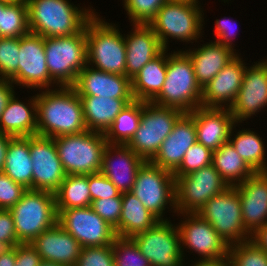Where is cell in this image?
<instances>
[{
    "label": "cell",
    "mask_w": 267,
    "mask_h": 266,
    "mask_svg": "<svg viewBox=\"0 0 267 266\" xmlns=\"http://www.w3.org/2000/svg\"><path fill=\"white\" fill-rule=\"evenodd\" d=\"M10 81L31 89L54 85L46 64L44 37L32 32L20 37L19 68Z\"/></svg>",
    "instance_id": "cell-17"
},
{
    "label": "cell",
    "mask_w": 267,
    "mask_h": 266,
    "mask_svg": "<svg viewBox=\"0 0 267 266\" xmlns=\"http://www.w3.org/2000/svg\"><path fill=\"white\" fill-rule=\"evenodd\" d=\"M8 3L6 0H0V27H1V19H2V9Z\"/></svg>",
    "instance_id": "cell-57"
},
{
    "label": "cell",
    "mask_w": 267,
    "mask_h": 266,
    "mask_svg": "<svg viewBox=\"0 0 267 266\" xmlns=\"http://www.w3.org/2000/svg\"><path fill=\"white\" fill-rule=\"evenodd\" d=\"M212 164V151L196 142L186 152L173 176H185Z\"/></svg>",
    "instance_id": "cell-41"
},
{
    "label": "cell",
    "mask_w": 267,
    "mask_h": 266,
    "mask_svg": "<svg viewBox=\"0 0 267 266\" xmlns=\"http://www.w3.org/2000/svg\"><path fill=\"white\" fill-rule=\"evenodd\" d=\"M131 192L142 202L147 210L159 220L169 203L176 212L175 177L173 173L145 161L139 168Z\"/></svg>",
    "instance_id": "cell-11"
},
{
    "label": "cell",
    "mask_w": 267,
    "mask_h": 266,
    "mask_svg": "<svg viewBox=\"0 0 267 266\" xmlns=\"http://www.w3.org/2000/svg\"><path fill=\"white\" fill-rule=\"evenodd\" d=\"M183 114L184 112L177 108L141 101L140 124L127 145L142 159L150 161Z\"/></svg>",
    "instance_id": "cell-9"
},
{
    "label": "cell",
    "mask_w": 267,
    "mask_h": 266,
    "mask_svg": "<svg viewBox=\"0 0 267 266\" xmlns=\"http://www.w3.org/2000/svg\"><path fill=\"white\" fill-rule=\"evenodd\" d=\"M202 88L197 83L192 60L184 51L167 55V73L160 93L151 101L189 113L201 106Z\"/></svg>",
    "instance_id": "cell-3"
},
{
    "label": "cell",
    "mask_w": 267,
    "mask_h": 266,
    "mask_svg": "<svg viewBox=\"0 0 267 266\" xmlns=\"http://www.w3.org/2000/svg\"><path fill=\"white\" fill-rule=\"evenodd\" d=\"M79 96L134 99L131 79L126 75L107 73L86 65L71 86Z\"/></svg>",
    "instance_id": "cell-19"
},
{
    "label": "cell",
    "mask_w": 267,
    "mask_h": 266,
    "mask_svg": "<svg viewBox=\"0 0 267 266\" xmlns=\"http://www.w3.org/2000/svg\"><path fill=\"white\" fill-rule=\"evenodd\" d=\"M58 224L81 247L112 245L117 237L115 229L88 207L64 209L58 214Z\"/></svg>",
    "instance_id": "cell-15"
},
{
    "label": "cell",
    "mask_w": 267,
    "mask_h": 266,
    "mask_svg": "<svg viewBox=\"0 0 267 266\" xmlns=\"http://www.w3.org/2000/svg\"><path fill=\"white\" fill-rule=\"evenodd\" d=\"M44 49L50 78L57 87L72 86L87 65L85 27L71 36L44 38Z\"/></svg>",
    "instance_id": "cell-5"
},
{
    "label": "cell",
    "mask_w": 267,
    "mask_h": 266,
    "mask_svg": "<svg viewBox=\"0 0 267 266\" xmlns=\"http://www.w3.org/2000/svg\"><path fill=\"white\" fill-rule=\"evenodd\" d=\"M124 9L134 24L149 25L161 6L169 0H123Z\"/></svg>",
    "instance_id": "cell-42"
},
{
    "label": "cell",
    "mask_w": 267,
    "mask_h": 266,
    "mask_svg": "<svg viewBox=\"0 0 267 266\" xmlns=\"http://www.w3.org/2000/svg\"><path fill=\"white\" fill-rule=\"evenodd\" d=\"M39 266H66V265H61L58 263H54V262H48V261H41V263L39 264Z\"/></svg>",
    "instance_id": "cell-56"
},
{
    "label": "cell",
    "mask_w": 267,
    "mask_h": 266,
    "mask_svg": "<svg viewBox=\"0 0 267 266\" xmlns=\"http://www.w3.org/2000/svg\"><path fill=\"white\" fill-rule=\"evenodd\" d=\"M12 136L0 132V171L4 168L7 147Z\"/></svg>",
    "instance_id": "cell-52"
},
{
    "label": "cell",
    "mask_w": 267,
    "mask_h": 266,
    "mask_svg": "<svg viewBox=\"0 0 267 266\" xmlns=\"http://www.w3.org/2000/svg\"><path fill=\"white\" fill-rule=\"evenodd\" d=\"M182 215L185 216V220L177 225L182 254L184 246L185 248L188 246L192 252L194 250L199 254L201 260L198 261L227 260L230 246L212 225L197 213H185V215L182 213Z\"/></svg>",
    "instance_id": "cell-14"
},
{
    "label": "cell",
    "mask_w": 267,
    "mask_h": 266,
    "mask_svg": "<svg viewBox=\"0 0 267 266\" xmlns=\"http://www.w3.org/2000/svg\"><path fill=\"white\" fill-rule=\"evenodd\" d=\"M91 208L99 217L112 226L115 229L116 235H118V224L120 223L122 210V194L118 197L94 200L91 203Z\"/></svg>",
    "instance_id": "cell-44"
},
{
    "label": "cell",
    "mask_w": 267,
    "mask_h": 266,
    "mask_svg": "<svg viewBox=\"0 0 267 266\" xmlns=\"http://www.w3.org/2000/svg\"><path fill=\"white\" fill-rule=\"evenodd\" d=\"M212 165L228 186H236L255 173L229 141L212 152Z\"/></svg>",
    "instance_id": "cell-33"
},
{
    "label": "cell",
    "mask_w": 267,
    "mask_h": 266,
    "mask_svg": "<svg viewBox=\"0 0 267 266\" xmlns=\"http://www.w3.org/2000/svg\"><path fill=\"white\" fill-rule=\"evenodd\" d=\"M14 85L10 80L0 79V117L5 110L9 99L13 96L15 91Z\"/></svg>",
    "instance_id": "cell-50"
},
{
    "label": "cell",
    "mask_w": 267,
    "mask_h": 266,
    "mask_svg": "<svg viewBox=\"0 0 267 266\" xmlns=\"http://www.w3.org/2000/svg\"><path fill=\"white\" fill-rule=\"evenodd\" d=\"M216 41L184 51L192 60L197 83L204 88L238 54Z\"/></svg>",
    "instance_id": "cell-27"
},
{
    "label": "cell",
    "mask_w": 267,
    "mask_h": 266,
    "mask_svg": "<svg viewBox=\"0 0 267 266\" xmlns=\"http://www.w3.org/2000/svg\"><path fill=\"white\" fill-rule=\"evenodd\" d=\"M141 120V101L129 103L115 118L105 133L110 144H128L135 135Z\"/></svg>",
    "instance_id": "cell-36"
},
{
    "label": "cell",
    "mask_w": 267,
    "mask_h": 266,
    "mask_svg": "<svg viewBox=\"0 0 267 266\" xmlns=\"http://www.w3.org/2000/svg\"><path fill=\"white\" fill-rule=\"evenodd\" d=\"M29 32L26 1L8 2L2 9L0 37L20 38Z\"/></svg>",
    "instance_id": "cell-37"
},
{
    "label": "cell",
    "mask_w": 267,
    "mask_h": 266,
    "mask_svg": "<svg viewBox=\"0 0 267 266\" xmlns=\"http://www.w3.org/2000/svg\"><path fill=\"white\" fill-rule=\"evenodd\" d=\"M10 211L20 243H31L58 223L55 193L52 192L27 189Z\"/></svg>",
    "instance_id": "cell-7"
},
{
    "label": "cell",
    "mask_w": 267,
    "mask_h": 266,
    "mask_svg": "<svg viewBox=\"0 0 267 266\" xmlns=\"http://www.w3.org/2000/svg\"><path fill=\"white\" fill-rule=\"evenodd\" d=\"M75 266H115L112 245L81 248Z\"/></svg>",
    "instance_id": "cell-43"
},
{
    "label": "cell",
    "mask_w": 267,
    "mask_h": 266,
    "mask_svg": "<svg viewBox=\"0 0 267 266\" xmlns=\"http://www.w3.org/2000/svg\"><path fill=\"white\" fill-rule=\"evenodd\" d=\"M253 240L260 248L267 252V224L259 228L253 235Z\"/></svg>",
    "instance_id": "cell-51"
},
{
    "label": "cell",
    "mask_w": 267,
    "mask_h": 266,
    "mask_svg": "<svg viewBox=\"0 0 267 266\" xmlns=\"http://www.w3.org/2000/svg\"><path fill=\"white\" fill-rule=\"evenodd\" d=\"M26 191L23 185L0 172V209L10 210Z\"/></svg>",
    "instance_id": "cell-45"
},
{
    "label": "cell",
    "mask_w": 267,
    "mask_h": 266,
    "mask_svg": "<svg viewBox=\"0 0 267 266\" xmlns=\"http://www.w3.org/2000/svg\"><path fill=\"white\" fill-rule=\"evenodd\" d=\"M20 38L0 37V79L11 80L19 68Z\"/></svg>",
    "instance_id": "cell-40"
},
{
    "label": "cell",
    "mask_w": 267,
    "mask_h": 266,
    "mask_svg": "<svg viewBox=\"0 0 267 266\" xmlns=\"http://www.w3.org/2000/svg\"><path fill=\"white\" fill-rule=\"evenodd\" d=\"M197 214L208 221L229 246L252 238L244 227L240 196L234 186L213 196Z\"/></svg>",
    "instance_id": "cell-10"
},
{
    "label": "cell",
    "mask_w": 267,
    "mask_h": 266,
    "mask_svg": "<svg viewBox=\"0 0 267 266\" xmlns=\"http://www.w3.org/2000/svg\"><path fill=\"white\" fill-rule=\"evenodd\" d=\"M29 149L33 164V190L55 193L67 174L54 139L40 135L29 136Z\"/></svg>",
    "instance_id": "cell-16"
},
{
    "label": "cell",
    "mask_w": 267,
    "mask_h": 266,
    "mask_svg": "<svg viewBox=\"0 0 267 266\" xmlns=\"http://www.w3.org/2000/svg\"><path fill=\"white\" fill-rule=\"evenodd\" d=\"M191 266H229L228 259L227 260H221V261H197L194 262V265Z\"/></svg>",
    "instance_id": "cell-54"
},
{
    "label": "cell",
    "mask_w": 267,
    "mask_h": 266,
    "mask_svg": "<svg viewBox=\"0 0 267 266\" xmlns=\"http://www.w3.org/2000/svg\"><path fill=\"white\" fill-rule=\"evenodd\" d=\"M61 164L67 175L99 173L108 142L104 133H83L53 138Z\"/></svg>",
    "instance_id": "cell-6"
},
{
    "label": "cell",
    "mask_w": 267,
    "mask_h": 266,
    "mask_svg": "<svg viewBox=\"0 0 267 266\" xmlns=\"http://www.w3.org/2000/svg\"><path fill=\"white\" fill-rule=\"evenodd\" d=\"M201 12L198 4L169 0L161 6L149 26L167 50L169 37L191 42L202 36L204 14Z\"/></svg>",
    "instance_id": "cell-8"
},
{
    "label": "cell",
    "mask_w": 267,
    "mask_h": 266,
    "mask_svg": "<svg viewBox=\"0 0 267 266\" xmlns=\"http://www.w3.org/2000/svg\"><path fill=\"white\" fill-rule=\"evenodd\" d=\"M130 35L124 36L126 45V76L130 79L165 49L149 25L134 24Z\"/></svg>",
    "instance_id": "cell-26"
},
{
    "label": "cell",
    "mask_w": 267,
    "mask_h": 266,
    "mask_svg": "<svg viewBox=\"0 0 267 266\" xmlns=\"http://www.w3.org/2000/svg\"><path fill=\"white\" fill-rule=\"evenodd\" d=\"M170 1H186V2H191V3H195V4H200L198 3V0H170Z\"/></svg>",
    "instance_id": "cell-58"
},
{
    "label": "cell",
    "mask_w": 267,
    "mask_h": 266,
    "mask_svg": "<svg viewBox=\"0 0 267 266\" xmlns=\"http://www.w3.org/2000/svg\"><path fill=\"white\" fill-rule=\"evenodd\" d=\"M234 187L240 196L244 227L253 235L267 224V172H255Z\"/></svg>",
    "instance_id": "cell-21"
},
{
    "label": "cell",
    "mask_w": 267,
    "mask_h": 266,
    "mask_svg": "<svg viewBox=\"0 0 267 266\" xmlns=\"http://www.w3.org/2000/svg\"><path fill=\"white\" fill-rule=\"evenodd\" d=\"M37 135L56 138L87 130L82 103L71 86L36 94Z\"/></svg>",
    "instance_id": "cell-1"
},
{
    "label": "cell",
    "mask_w": 267,
    "mask_h": 266,
    "mask_svg": "<svg viewBox=\"0 0 267 266\" xmlns=\"http://www.w3.org/2000/svg\"><path fill=\"white\" fill-rule=\"evenodd\" d=\"M30 100V101H29ZM28 100V104L15 97L9 99L0 117V132L12 137H28L37 135V102L36 95Z\"/></svg>",
    "instance_id": "cell-28"
},
{
    "label": "cell",
    "mask_w": 267,
    "mask_h": 266,
    "mask_svg": "<svg viewBox=\"0 0 267 266\" xmlns=\"http://www.w3.org/2000/svg\"><path fill=\"white\" fill-rule=\"evenodd\" d=\"M30 32L44 38L71 36L79 33L95 14L93 9H80L68 0H25Z\"/></svg>",
    "instance_id": "cell-2"
},
{
    "label": "cell",
    "mask_w": 267,
    "mask_h": 266,
    "mask_svg": "<svg viewBox=\"0 0 267 266\" xmlns=\"http://www.w3.org/2000/svg\"><path fill=\"white\" fill-rule=\"evenodd\" d=\"M194 120L197 142L212 152L227 143L236 123L230 108L199 106L188 113Z\"/></svg>",
    "instance_id": "cell-20"
},
{
    "label": "cell",
    "mask_w": 267,
    "mask_h": 266,
    "mask_svg": "<svg viewBox=\"0 0 267 266\" xmlns=\"http://www.w3.org/2000/svg\"><path fill=\"white\" fill-rule=\"evenodd\" d=\"M41 260L66 266H75L81 245L58 223L43 231L30 243Z\"/></svg>",
    "instance_id": "cell-25"
},
{
    "label": "cell",
    "mask_w": 267,
    "mask_h": 266,
    "mask_svg": "<svg viewBox=\"0 0 267 266\" xmlns=\"http://www.w3.org/2000/svg\"><path fill=\"white\" fill-rule=\"evenodd\" d=\"M17 244L20 242H5L0 241V256L6 254L7 252L11 251Z\"/></svg>",
    "instance_id": "cell-55"
},
{
    "label": "cell",
    "mask_w": 267,
    "mask_h": 266,
    "mask_svg": "<svg viewBox=\"0 0 267 266\" xmlns=\"http://www.w3.org/2000/svg\"><path fill=\"white\" fill-rule=\"evenodd\" d=\"M196 142L194 120L188 113H184L150 162L174 173L179 168L185 152Z\"/></svg>",
    "instance_id": "cell-24"
},
{
    "label": "cell",
    "mask_w": 267,
    "mask_h": 266,
    "mask_svg": "<svg viewBox=\"0 0 267 266\" xmlns=\"http://www.w3.org/2000/svg\"><path fill=\"white\" fill-rule=\"evenodd\" d=\"M231 21L230 18L227 20L225 17L222 18L221 20L216 19L215 35L217 36L216 42L221 43L222 45L234 50L233 48L234 46L232 45L233 43L231 41L232 40L231 38L234 35V33H231L234 27L233 25L234 23H232Z\"/></svg>",
    "instance_id": "cell-49"
},
{
    "label": "cell",
    "mask_w": 267,
    "mask_h": 266,
    "mask_svg": "<svg viewBox=\"0 0 267 266\" xmlns=\"http://www.w3.org/2000/svg\"><path fill=\"white\" fill-rule=\"evenodd\" d=\"M112 250L115 266H151L132 238L117 236Z\"/></svg>",
    "instance_id": "cell-39"
},
{
    "label": "cell",
    "mask_w": 267,
    "mask_h": 266,
    "mask_svg": "<svg viewBox=\"0 0 267 266\" xmlns=\"http://www.w3.org/2000/svg\"><path fill=\"white\" fill-rule=\"evenodd\" d=\"M238 54L204 88H202L201 106L230 108L242 86L246 64ZM227 103V104H226ZM226 104V106L224 105ZM229 104V105H228Z\"/></svg>",
    "instance_id": "cell-23"
},
{
    "label": "cell",
    "mask_w": 267,
    "mask_h": 266,
    "mask_svg": "<svg viewBox=\"0 0 267 266\" xmlns=\"http://www.w3.org/2000/svg\"><path fill=\"white\" fill-rule=\"evenodd\" d=\"M166 51L168 50H164L160 55L148 62L131 79L132 94L135 100L151 102L160 93L167 73Z\"/></svg>",
    "instance_id": "cell-31"
},
{
    "label": "cell",
    "mask_w": 267,
    "mask_h": 266,
    "mask_svg": "<svg viewBox=\"0 0 267 266\" xmlns=\"http://www.w3.org/2000/svg\"><path fill=\"white\" fill-rule=\"evenodd\" d=\"M15 266H39L41 257L30 243H20L15 246Z\"/></svg>",
    "instance_id": "cell-47"
},
{
    "label": "cell",
    "mask_w": 267,
    "mask_h": 266,
    "mask_svg": "<svg viewBox=\"0 0 267 266\" xmlns=\"http://www.w3.org/2000/svg\"><path fill=\"white\" fill-rule=\"evenodd\" d=\"M1 172L26 189L33 190V164L30 157L29 136L10 139L5 165Z\"/></svg>",
    "instance_id": "cell-30"
},
{
    "label": "cell",
    "mask_w": 267,
    "mask_h": 266,
    "mask_svg": "<svg viewBox=\"0 0 267 266\" xmlns=\"http://www.w3.org/2000/svg\"><path fill=\"white\" fill-rule=\"evenodd\" d=\"M87 65L98 70L126 75V45L117 26L100 19L96 13L85 25ZM91 62V63H90Z\"/></svg>",
    "instance_id": "cell-4"
},
{
    "label": "cell",
    "mask_w": 267,
    "mask_h": 266,
    "mask_svg": "<svg viewBox=\"0 0 267 266\" xmlns=\"http://www.w3.org/2000/svg\"><path fill=\"white\" fill-rule=\"evenodd\" d=\"M236 124L238 123H235L231 129L228 141L254 172H267V163L265 162L267 158H265V145L262 138L249 129H242L236 133L234 138H231L232 134L234 135L233 129Z\"/></svg>",
    "instance_id": "cell-34"
},
{
    "label": "cell",
    "mask_w": 267,
    "mask_h": 266,
    "mask_svg": "<svg viewBox=\"0 0 267 266\" xmlns=\"http://www.w3.org/2000/svg\"><path fill=\"white\" fill-rule=\"evenodd\" d=\"M160 220L152 228L132 237L151 266H184L177 226Z\"/></svg>",
    "instance_id": "cell-13"
},
{
    "label": "cell",
    "mask_w": 267,
    "mask_h": 266,
    "mask_svg": "<svg viewBox=\"0 0 267 266\" xmlns=\"http://www.w3.org/2000/svg\"><path fill=\"white\" fill-rule=\"evenodd\" d=\"M113 157H116L117 161L113 160ZM144 162L145 160L127 144L108 143L104 149L100 173L106 176L122 194L132 190L137 172Z\"/></svg>",
    "instance_id": "cell-22"
},
{
    "label": "cell",
    "mask_w": 267,
    "mask_h": 266,
    "mask_svg": "<svg viewBox=\"0 0 267 266\" xmlns=\"http://www.w3.org/2000/svg\"><path fill=\"white\" fill-rule=\"evenodd\" d=\"M175 177L176 212L198 213L213 196L229 186L211 164L185 176Z\"/></svg>",
    "instance_id": "cell-12"
},
{
    "label": "cell",
    "mask_w": 267,
    "mask_h": 266,
    "mask_svg": "<svg viewBox=\"0 0 267 266\" xmlns=\"http://www.w3.org/2000/svg\"><path fill=\"white\" fill-rule=\"evenodd\" d=\"M158 221L131 192L122 193V210L118 224V237L132 238L152 228Z\"/></svg>",
    "instance_id": "cell-32"
},
{
    "label": "cell",
    "mask_w": 267,
    "mask_h": 266,
    "mask_svg": "<svg viewBox=\"0 0 267 266\" xmlns=\"http://www.w3.org/2000/svg\"><path fill=\"white\" fill-rule=\"evenodd\" d=\"M88 184L92 201L121 195L116 186L100 172L88 175Z\"/></svg>",
    "instance_id": "cell-46"
},
{
    "label": "cell",
    "mask_w": 267,
    "mask_h": 266,
    "mask_svg": "<svg viewBox=\"0 0 267 266\" xmlns=\"http://www.w3.org/2000/svg\"><path fill=\"white\" fill-rule=\"evenodd\" d=\"M0 241L19 242L16 236L14 218L10 210L0 209Z\"/></svg>",
    "instance_id": "cell-48"
},
{
    "label": "cell",
    "mask_w": 267,
    "mask_h": 266,
    "mask_svg": "<svg viewBox=\"0 0 267 266\" xmlns=\"http://www.w3.org/2000/svg\"><path fill=\"white\" fill-rule=\"evenodd\" d=\"M267 106V60L246 67L242 86L230 111L240 123Z\"/></svg>",
    "instance_id": "cell-18"
},
{
    "label": "cell",
    "mask_w": 267,
    "mask_h": 266,
    "mask_svg": "<svg viewBox=\"0 0 267 266\" xmlns=\"http://www.w3.org/2000/svg\"><path fill=\"white\" fill-rule=\"evenodd\" d=\"M55 201L58 214L64 209L91 206L88 175H67L55 192Z\"/></svg>",
    "instance_id": "cell-35"
},
{
    "label": "cell",
    "mask_w": 267,
    "mask_h": 266,
    "mask_svg": "<svg viewBox=\"0 0 267 266\" xmlns=\"http://www.w3.org/2000/svg\"><path fill=\"white\" fill-rule=\"evenodd\" d=\"M15 264H16V253L14 247L11 251L0 256V266H15Z\"/></svg>",
    "instance_id": "cell-53"
},
{
    "label": "cell",
    "mask_w": 267,
    "mask_h": 266,
    "mask_svg": "<svg viewBox=\"0 0 267 266\" xmlns=\"http://www.w3.org/2000/svg\"><path fill=\"white\" fill-rule=\"evenodd\" d=\"M227 259L230 266H267V252L253 240L231 245Z\"/></svg>",
    "instance_id": "cell-38"
},
{
    "label": "cell",
    "mask_w": 267,
    "mask_h": 266,
    "mask_svg": "<svg viewBox=\"0 0 267 266\" xmlns=\"http://www.w3.org/2000/svg\"><path fill=\"white\" fill-rule=\"evenodd\" d=\"M86 128L89 131L106 133L116 116L135 99H116L98 96H79Z\"/></svg>",
    "instance_id": "cell-29"
}]
</instances>
